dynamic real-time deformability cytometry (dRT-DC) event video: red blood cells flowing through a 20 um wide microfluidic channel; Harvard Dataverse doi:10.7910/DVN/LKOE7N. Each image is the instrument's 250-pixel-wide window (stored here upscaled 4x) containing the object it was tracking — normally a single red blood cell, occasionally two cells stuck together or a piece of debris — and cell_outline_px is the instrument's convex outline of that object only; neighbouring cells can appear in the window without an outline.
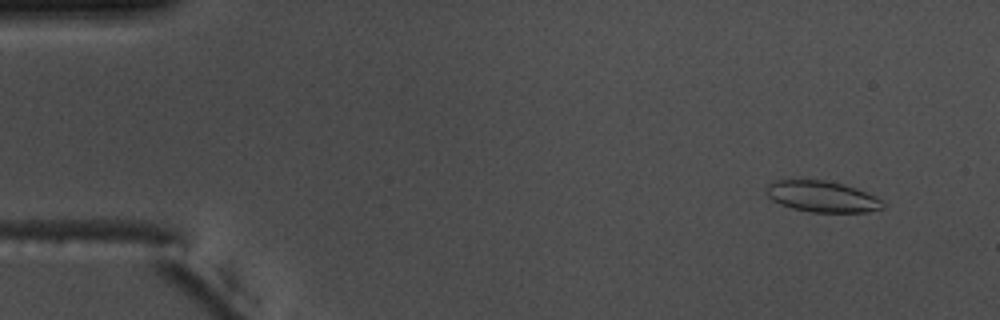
{"species": "common noctule bat (a hibernating species)", "species_latin": "Nyctalus noctula", "temperature_condition": "warm", "stored_images_in_passage": 54, "camera_frame_rate_fps": 3000, "um_per_image_px": 0.085, "animal": {"sex": "male", "body_mass_g": 17.5, "forearm_length_mm": 52.3}, "frame": {"image": 1, "passage_image": 4, "time_ms": 1.0, "image_size_px": [1000, 320], "cell_outline_px": [[884, 208], [864, 212], [808, 212], [792, 208], [780, 204], [772, 200], [768, 196], [764, 188], [768, 184], [776, 180], [824, 180], [844, 184], [856, 188], [884, 200]], "centroid_in_image_um": [69.87, 16.71], "position_along_channel_um": 15.1, "area_um2": 21.21}}
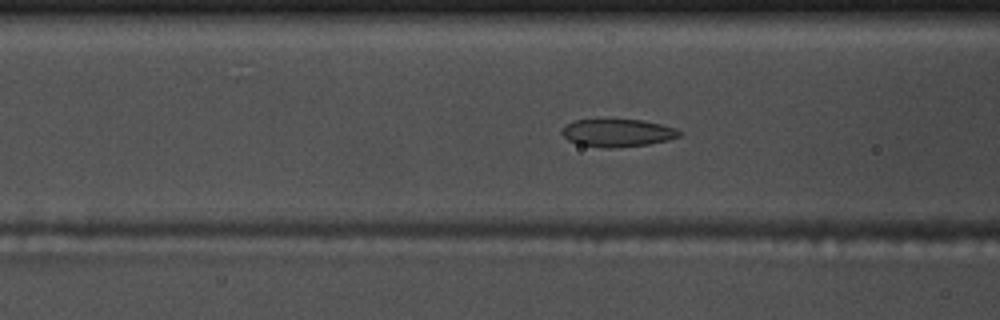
{"frame": {"image": 2, "passage_image": 21, "time_ms": 6.667, "image_size_px": [1000, 320], "cell_outline_px": [[680, 136], [668, 140], [648, 144], [612, 148], [604, 148], [576, 144], [568, 140], [560, 132], [568, 124], [576, 120], [644, 120], [676, 128], [680, 132]], "centroid_in_image_um": [52.49, 11.3], "position_along_channel_um": 114.1, "area_um2": 18.79}}
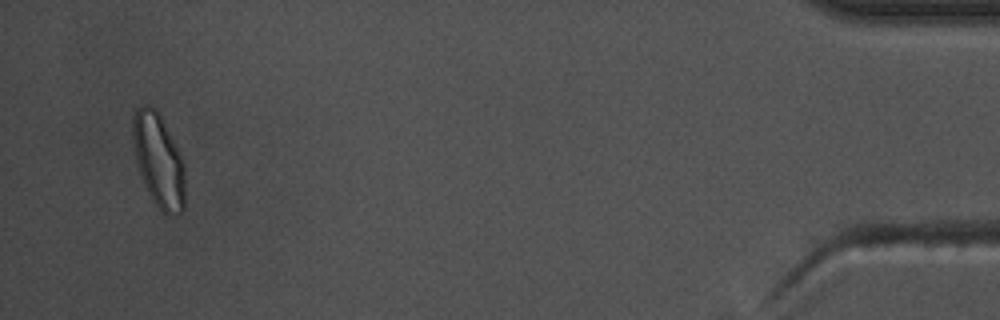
{"frame": {"image": 3, "passage_image": 52, "time_ms": 17.0, "image_size_px": [1000, 320], "cell_outline_px": [[184, 212], [180, 216], [168, 216], [152, 200], [144, 184], [136, 160], [132, 144], [132, 116], [136, 108], [144, 104], [148, 104], [160, 116], [184, 164]], "centroid_in_image_um": [13.46, 13.68], "position_along_channel_um": 421.7, "area_um2": 28.21}, "authors_computed_cell_mechanics": {"area_um2": 20.5479, "velocity_mm_per_s": 3.7511, "shape_relaxation_time_tau1_ms": 5.8383, "shape_relaxation_time_tau2_ms": 1.7615, "deformation_change_tau1": 0.1407, "deformation_change_tau2": 0.0707}}